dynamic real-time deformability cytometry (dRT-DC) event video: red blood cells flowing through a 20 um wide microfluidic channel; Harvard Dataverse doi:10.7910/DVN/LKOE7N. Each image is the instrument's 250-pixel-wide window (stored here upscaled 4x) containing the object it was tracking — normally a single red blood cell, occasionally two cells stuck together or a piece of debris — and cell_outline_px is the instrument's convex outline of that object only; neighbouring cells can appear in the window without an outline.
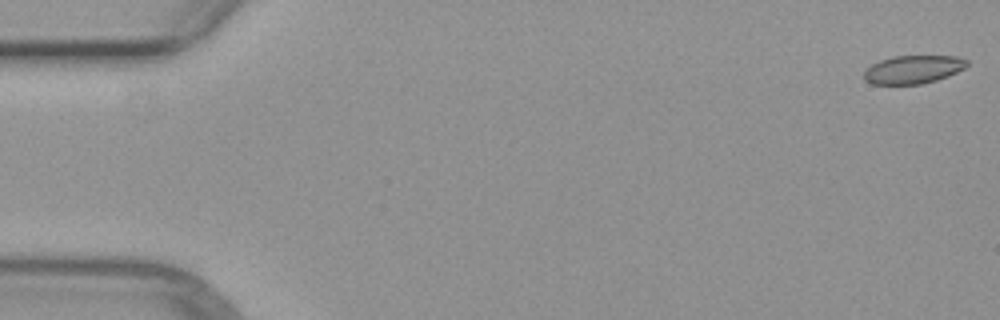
{"species": "common noctule bat (a hibernating species)", "species_latin": "Nyctalus noctula", "temperature_condition": "warm", "stored_images_in_passage": 6, "camera_frame_rate_fps": 3000, "um_per_image_px": 0.085, "animal": {"sex": "female", "body_mass_g": 29.2, "forearm_length_mm": 56.3}, "frame": {"image": 1, "passage_image": 1, "time_ms": 0.0, "image_size_px": [1000, 320], "cell_outline_px": [[968, 64], [964, 68], [948, 76], [936, 80], [920, 84], [872, 84], [864, 80], [864, 72], [872, 64], [880, 60], [892, 56], [956, 56], [968, 60]], "centroid_in_image_um": [77.61, 5.9], "position_along_channel_um": 7.4, "area_um2": 16.88}}